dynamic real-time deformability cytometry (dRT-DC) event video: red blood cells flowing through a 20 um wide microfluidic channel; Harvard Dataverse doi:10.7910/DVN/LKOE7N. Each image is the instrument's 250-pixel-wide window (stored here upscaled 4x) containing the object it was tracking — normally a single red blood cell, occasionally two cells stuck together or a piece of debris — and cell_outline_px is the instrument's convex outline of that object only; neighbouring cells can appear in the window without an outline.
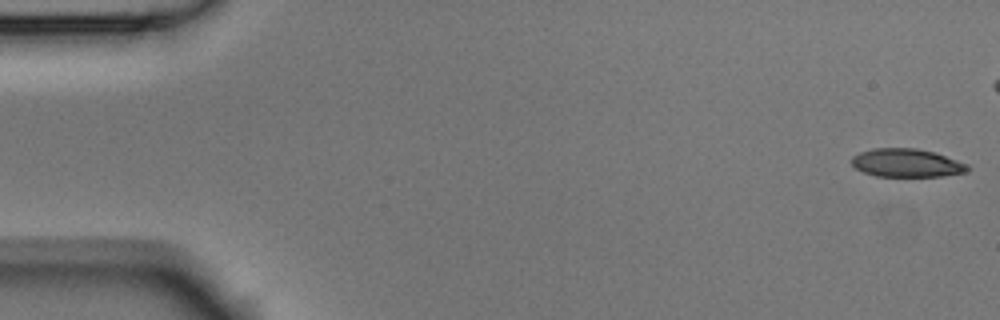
{"species": "Egyptian fruit bat (a non-hibernating species)", "species_latin": "Rousettus aegyptiacus", "temperature_condition": "room temperature", "stored_images_in_passage": 6, "camera_frame_rate_fps": 3000, "um_per_image_px": 0.085, "animal": {"sex": "male"}, "frame": {"image": 1, "passage_image": 1, "time_ms": 0.0, "image_size_px": [1000, 320], "cell_outline_px": [[968, 172], [944, 176], [876, 176], [864, 172], [856, 168], [852, 164], [852, 156], [860, 152], [872, 148], [916, 148], [936, 152], [968, 164]], "centroid_in_image_um": [77.09, 13.84], "position_along_channel_um": 7.9, "area_um2": 19.19}}
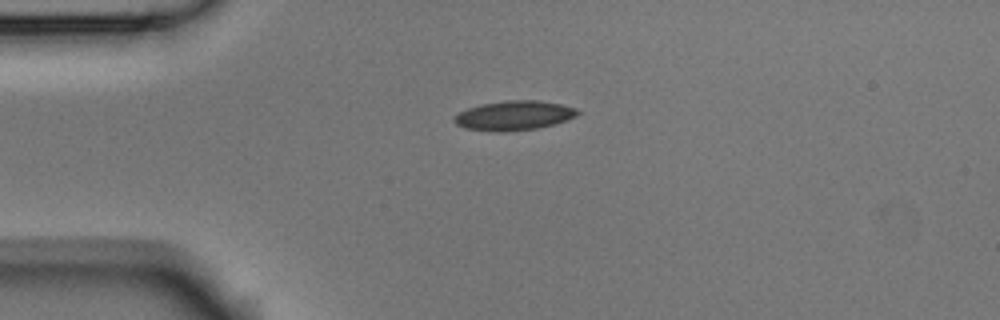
{"frame": {"image": 2, "passage_image": 6, "time_ms": 1.667, "image_size_px": [1000, 320], "cell_outline_px": [[580, 112], [576, 116], [568, 120], [556, 124], [536, 128], [464, 128], [456, 124], [452, 120], [452, 116], [468, 108], [480, 104], [508, 100], [536, 100], [560, 104], [576, 108]], "centroid_in_image_um": [43.74, 9.76], "position_along_channel_um": 41.3, "area_um2": 20.17}}